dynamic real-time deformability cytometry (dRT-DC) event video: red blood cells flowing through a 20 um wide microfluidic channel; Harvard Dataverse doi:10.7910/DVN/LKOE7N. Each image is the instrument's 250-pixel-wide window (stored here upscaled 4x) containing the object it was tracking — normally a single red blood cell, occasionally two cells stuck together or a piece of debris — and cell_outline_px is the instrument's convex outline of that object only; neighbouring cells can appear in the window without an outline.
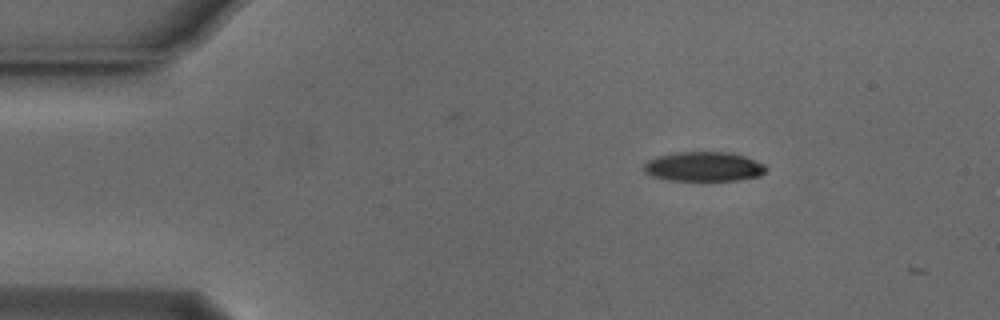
{"species": "Egyptian fruit bat (a non-hibernating species)", "species_latin": "Rousettus aegyptiacus", "temperature_condition": "cold", "stored_images_in_passage": 6, "camera_frame_rate_fps": 3000, "um_per_image_px": 0.085, "animal": {"sex": "male"}, "frame": {"image": 1, "passage_image": 2, "time_ms": 0.333, "image_size_px": [1000, 320], "cell_outline_px": [[768, 168], [760, 176], [740, 180], [708, 184], [704, 184], [668, 180], [652, 176], [644, 172], [644, 164], [648, 160], [656, 156], [672, 152], [732, 152], [744, 156], [764, 164]], "centroid_in_image_um": [59.81, 14.22], "position_along_channel_um": 25.2, "area_um2": 22.25}}